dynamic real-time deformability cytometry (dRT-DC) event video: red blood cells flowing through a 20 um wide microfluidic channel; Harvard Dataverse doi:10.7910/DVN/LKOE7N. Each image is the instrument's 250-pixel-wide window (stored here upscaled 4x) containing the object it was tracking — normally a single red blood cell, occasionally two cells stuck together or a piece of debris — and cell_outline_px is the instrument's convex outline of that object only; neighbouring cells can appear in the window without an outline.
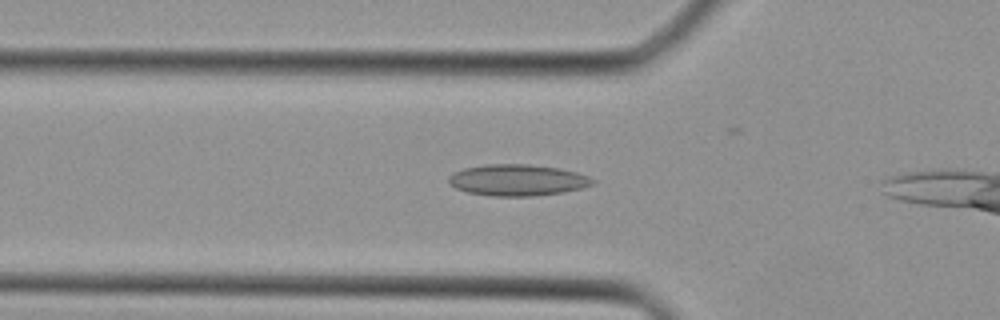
{"species": "Egyptian fruit bat (a non-hibernating species)", "species_latin": "Rousettus aegyptiacus", "temperature_condition": "cold", "stored_images_in_passage": 16, "camera_frame_rate_fps": 3000, "um_per_image_px": 0.085, "animal": {"sex": "female"}, "frame": {"image": 1, "passage_image": 7, "time_ms": 2.0, "image_size_px": [1000, 320], "cell_outline_px": [[596, 184], [564, 192], [536, 196], [492, 196], [468, 192], [456, 188], [448, 184], [448, 176], [452, 172], [464, 168], [484, 164], [528, 164], [560, 168], [576, 172], [588, 176], [596, 180]], "centroid_in_image_um": [43.98, 15.3], "position_along_channel_um": 81.8, "area_um2": 26.59}}
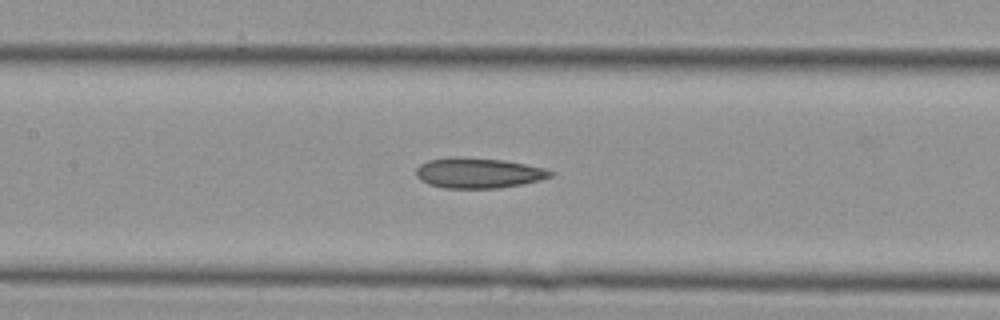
{"frame": {"image": 2, "passage_image": 12, "time_ms": 3.667, "image_size_px": [1000, 320], "cell_outline_px": [[552, 176], [540, 180], [520, 184], [496, 188], [444, 188], [428, 184], [420, 180], [416, 176], [416, 168], [420, 164], [428, 160], [456, 156], [460, 156], [504, 160], [544, 168], [552, 172]], "centroid_in_image_um": [40.6, 14.69], "position_along_channel_um": 166.8, "area_um2": 23.7}}
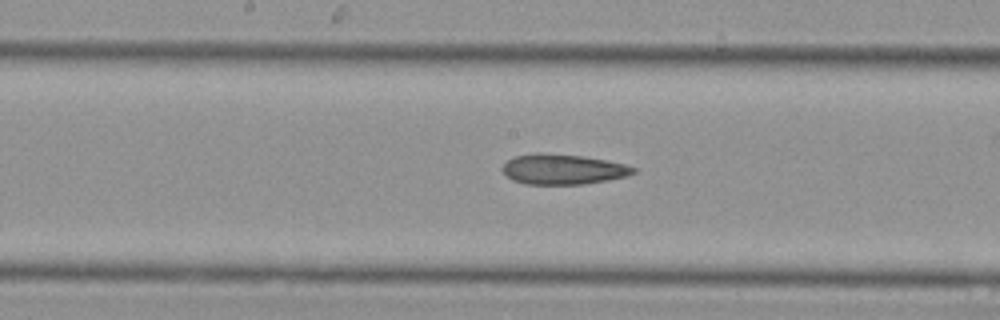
{"frame": {"image": 3, "passage_image": 14, "time_ms": 4.333, "image_size_px": [1000, 320], "cell_outline_px": [[636, 172], [628, 176], [608, 180], [584, 184], [524, 184], [512, 180], [504, 172], [504, 164], [512, 156], [536, 152], [540, 152], [580, 156], [604, 160], [624, 164], [636, 168]], "centroid_in_image_um": [47.84, 14.39], "position_along_channel_um": 200.4, "area_um2": 23.0}}